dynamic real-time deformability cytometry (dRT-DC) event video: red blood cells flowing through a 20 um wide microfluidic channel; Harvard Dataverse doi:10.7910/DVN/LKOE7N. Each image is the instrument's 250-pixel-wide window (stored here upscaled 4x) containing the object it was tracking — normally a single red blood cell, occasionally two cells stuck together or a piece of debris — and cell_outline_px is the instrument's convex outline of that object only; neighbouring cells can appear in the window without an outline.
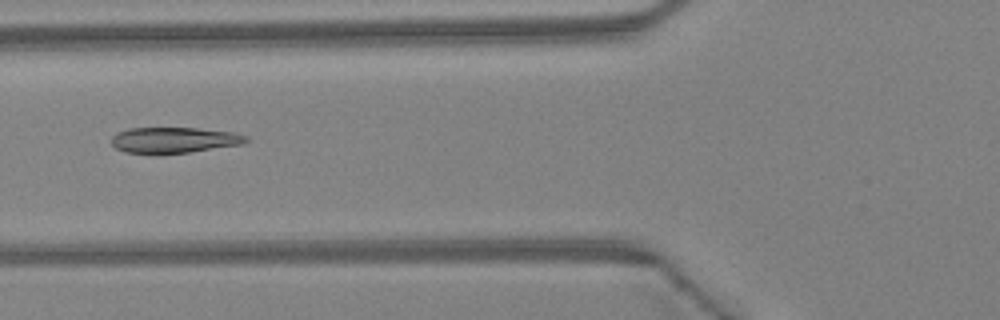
{"species": "Egyptian fruit bat (a non-hibernating species)", "species_latin": "Rousettus aegyptiacus", "temperature_condition": "warm", "stored_images_in_passage": 35, "camera_frame_rate_fps": 3000, "um_per_image_px": 0.085, "animal": {"sex": "female"}, "frame": {"image": 1, "passage_image": 16, "time_ms": 5.0, "image_size_px": [1000, 320], "cell_outline_px": [[248, 140], [244, 144], [188, 152], [124, 152], [116, 148], [112, 144], [112, 136], [116, 132], [128, 128], [196, 128], [232, 132], [248, 136]], "centroid_in_image_um": [14.81, 11.88], "position_along_channel_um": 111.0, "area_um2": 19.83}}
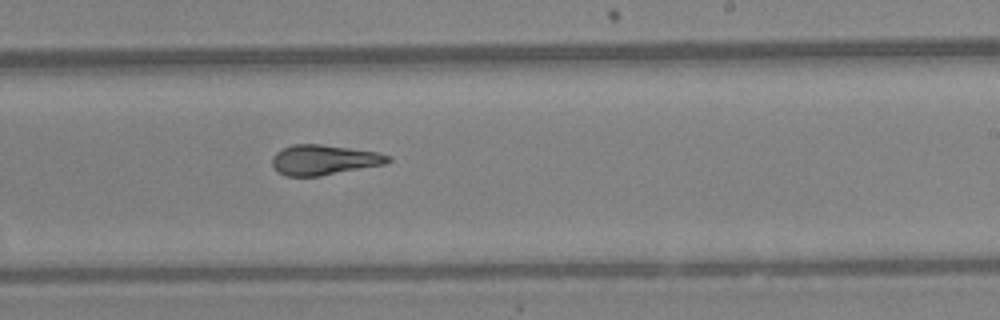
{"frame": {"image": 2, "passage_image": 26, "time_ms": 8.333, "image_size_px": [1000, 320], "cell_outline_px": [[392, 160], [384, 164], [320, 176], [288, 176], [280, 172], [272, 164], [272, 156], [276, 152], [292, 144], [320, 144], [376, 152], [392, 156]], "centroid_in_image_um": [27.54, 13.58], "position_along_channel_um": 261.5, "area_um2": 20.06}}
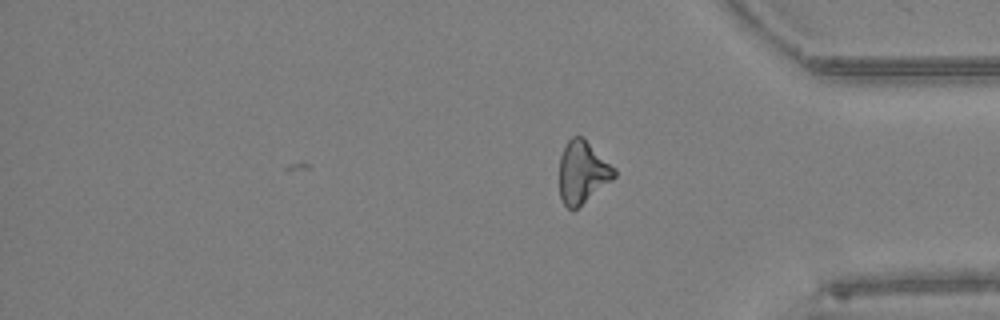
{"frame": {"image": 3, "passage_image": 35, "time_ms": 11.333, "image_size_px": [1000, 320], "cell_outline_px": [[616, 176], [612, 180], [572, 212], [564, 204], [560, 196], [560, 156], [568, 140], [572, 136], [584, 136], [616, 168]], "centroid_in_image_um": [49.53, 14.62], "position_along_channel_um": 385.7, "area_um2": 20.11}, "authors_computed_cell_mechanics": {"area_um2": 20.9236, "velocity_mm_per_s": 4.5313, "shape_relaxation_time_tau1_ms": 4.6382, "shape_relaxation_time_tau2_ms": 1.9287, "deformation_change_tau1": 0.1913, "deformation_change_tau2": 0.0893}}